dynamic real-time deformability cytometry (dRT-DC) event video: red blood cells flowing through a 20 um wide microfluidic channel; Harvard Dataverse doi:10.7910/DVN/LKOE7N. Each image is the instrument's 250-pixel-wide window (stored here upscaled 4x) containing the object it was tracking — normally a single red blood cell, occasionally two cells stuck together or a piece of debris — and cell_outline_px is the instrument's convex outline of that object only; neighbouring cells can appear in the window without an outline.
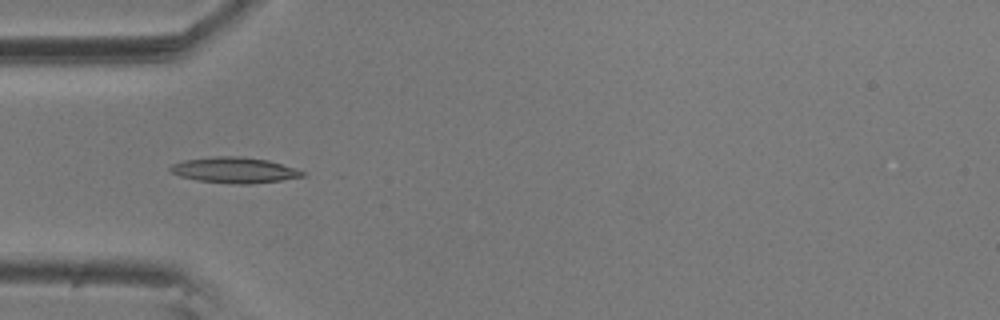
{"species": "common noctule bat (a hibernating species)", "species_latin": "Nyctalus noctula", "temperature_condition": "room temperature", "stored_images_in_passage": 11, "camera_frame_rate_fps": 3000, "um_per_image_px": 0.085, "animal": {"sex": "male", "body_mass_g": 20.5, "forearm_length_mm": 52.5}, "frame": {"image": 1, "passage_image": 5, "time_ms": 1.333, "image_size_px": [1000, 320], "cell_outline_px": [[308, 176], [280, 180], [248, 184], [236, 184], [196, 180], [180, 176], [172, 172], [168, 168], [172, 164], [184, 160], [216, 156], [240, 156], [268, 160], [308, 172]], "centroid_in_image_um": [19.96, 14.46], "position_along_channel_um": 65.0, "area_um2": 19.83}}
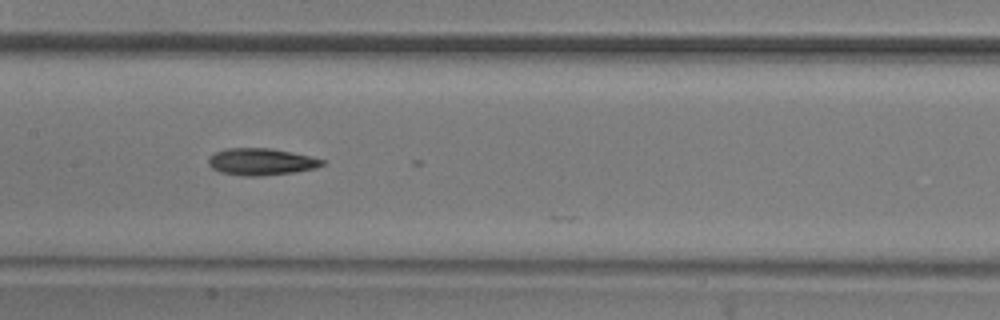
{"frame": {"image": 2, "passage_image": 8, "time_ms": 2.333, "image_size_px": [1000, 320], "cell_outline_px": [[324, 164], [316, 168], [292, 172], [260, 176], [244, 176], [220, 172], [212, 168], [208, 164], [208, 160], [216, 152], [228, 148], [272, 148], [308, 156], [324, 160]], "centroid_in_image_um": [22.18, 13.75], "position_along_channel_um": 185.2, "area_um2": 17.57}}
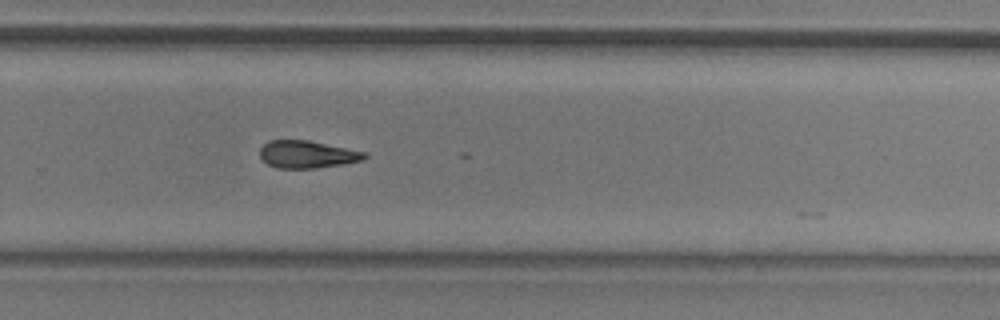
{"frame": {"image": 3, "passage_image": 11, "time_ms": 3.333, "image_size_px": [1000, 320], "cell_outline_px": [[368, 156], [364, 160], [316, 168], [276, 168], [268, 164], [260, 156], [260, 148], [268, 140], [308, 140], [364, 152]], "centroid_in_image_um": [26.08, 13.12], "position_along_channel_um": 303.7, "area_um2": 16.53}}